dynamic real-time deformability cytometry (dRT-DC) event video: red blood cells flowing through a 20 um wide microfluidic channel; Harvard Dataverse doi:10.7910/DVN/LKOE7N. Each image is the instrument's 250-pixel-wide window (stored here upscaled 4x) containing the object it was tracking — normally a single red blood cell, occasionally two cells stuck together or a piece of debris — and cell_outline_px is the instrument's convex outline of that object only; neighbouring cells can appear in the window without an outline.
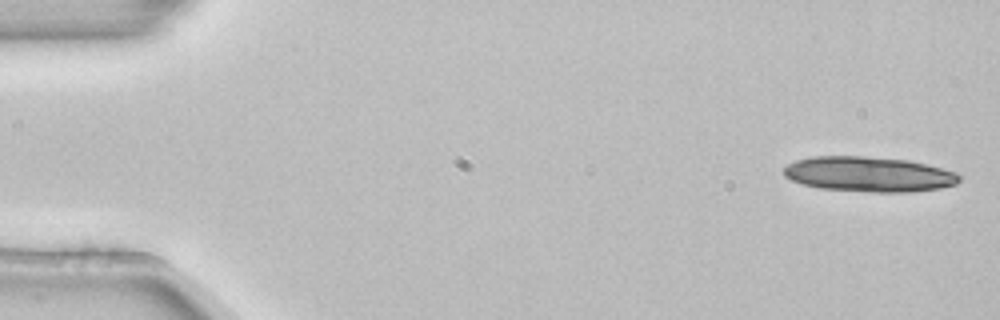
{"species": "common noctule bat (a hibernating species)", "species_latin": "Nyctalus noctula", "temperature_condition": "room temperature", "stored_images_in_passage": 3, "camera_frame_rate_fps": 3000, "um_per_image_px": 0.085, "animal": {"sex": "female", "body_mass_g": 22.7, "forearm_length_mm": 54.2}, "frame": {"image": 1, "passage_image": 1, "time_ms": 0.0, "image_size_px": [1000, 320], "cell_outline_px": [[960, 180], [956, 184], [940, 188], [912, 192], [872, 192], [820, 188], [800, 184], [784, 176], [784, 168], [788, 164], [796, 160], [812, 156], [864, 156], [908, 160], [956, 172], [960, 176]], "centroid_in_image_um": [73.83, 14.81], "position_along_channel_um": 11.2, "area_um2": 35.89}}